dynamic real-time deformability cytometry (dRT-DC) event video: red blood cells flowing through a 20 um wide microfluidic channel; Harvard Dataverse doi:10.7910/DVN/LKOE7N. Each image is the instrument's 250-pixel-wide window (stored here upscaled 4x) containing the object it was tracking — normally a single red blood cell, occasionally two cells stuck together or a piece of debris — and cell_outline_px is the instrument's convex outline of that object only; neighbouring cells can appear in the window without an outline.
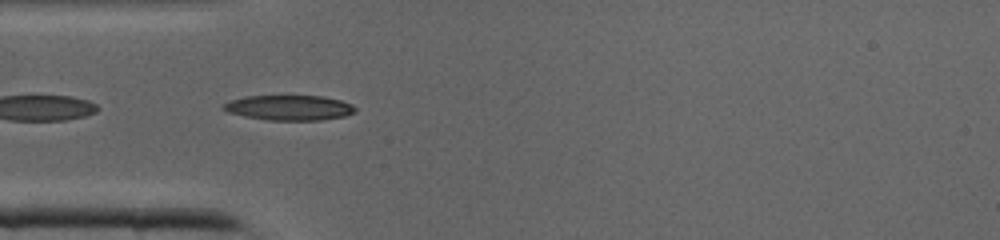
{"species": "common noctule bat (a hibernating species)", "species_latin": "Nyctalus noctula", "temperature_condition": "cold", "stored_images_in_passage": 6, "camera_frame_rate_fps": 3000, "um_per_image_px": 0.085, "animal": {"sex": "male", "body_mass_g": 19.0, "forearm_length_mm": 50.8}, "frame": {"image": 1, "passage_image": 4, "time_ms": 1.0, "image_size_px": [1000, 240], "cell_outline_px": [[356, 112], [344, 116], [320, 120], [268, 120], [228, 112], [220, 108], [224, 104], [232, 100], [244, 96], [324, 96], [340, 100], [352, 104], [356, 108]], "centroid_in_image_um": [24.62, 9.15], "position_along_channel_um": 60.4, "area_um2": 19.13}}